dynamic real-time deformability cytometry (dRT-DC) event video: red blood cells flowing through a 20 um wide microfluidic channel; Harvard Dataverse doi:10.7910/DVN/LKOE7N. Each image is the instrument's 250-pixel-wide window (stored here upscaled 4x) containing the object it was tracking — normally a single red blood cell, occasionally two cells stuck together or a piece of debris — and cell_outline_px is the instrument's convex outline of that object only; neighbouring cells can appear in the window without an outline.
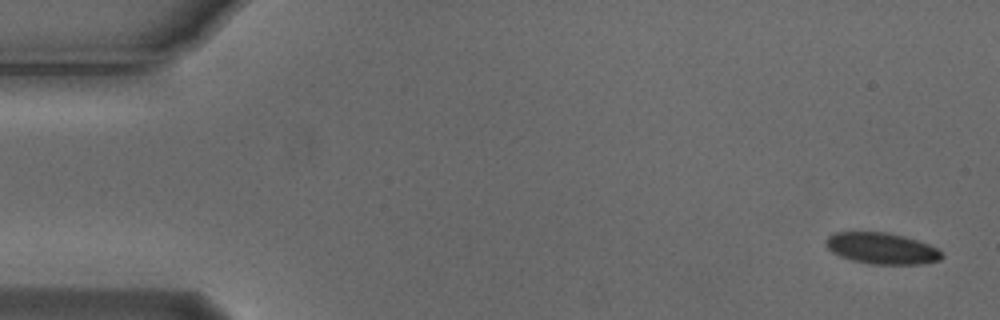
{"species": "Egyptian fruit bat (a non-hibernating species)", "species_latin": "Rousettus aegyptiacus", "temperature_condition": "cold", "stored_images_in_passage": 4, "camera_frame_rate_fps": 3000, "um_per_image_px": 0.085, "animal": {"sex": "male"}, "frame": {"image": 1, "passage_image": 1, "time_ms": 0.0, "image_size_px": [1000, 320], "cell_outline_px": [[944, 256], [940, 260], [920, 264], [872, 264], [852, 260], [840, 256], [832, 252], [824, 244], [828, 236], [836, 232], [888, 232], [904, 236], [928, 244], [936, 248]], "centroid_in_image_um": [74.93, 21.11], "position_along_channel_um": 10.1, "area_um2": 21.04}}
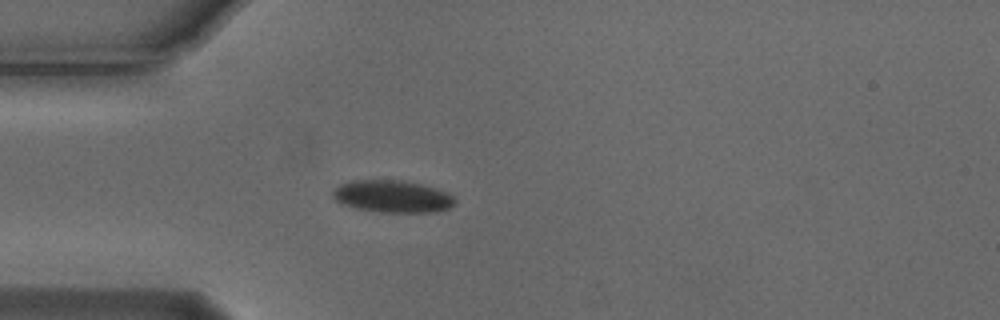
{"frame": {"image": 2, "passage_image": 4, "time_ms": 1.0, "image_size_px": [1000, 320], "cell_outline_px": [[456, 204], [448, 208], [436, 212], [380, 212], [356, 208], [344, 204], [336, 200], [332, 196], [332, 192], [340, 184], [352, 180], [404, 180], [420, 184], [448, 192], [456, 200]], "centroid_in_image_um": [33.37, 16.69], "position_along_channel_um": 51.6, "area_um2": 22.89}}